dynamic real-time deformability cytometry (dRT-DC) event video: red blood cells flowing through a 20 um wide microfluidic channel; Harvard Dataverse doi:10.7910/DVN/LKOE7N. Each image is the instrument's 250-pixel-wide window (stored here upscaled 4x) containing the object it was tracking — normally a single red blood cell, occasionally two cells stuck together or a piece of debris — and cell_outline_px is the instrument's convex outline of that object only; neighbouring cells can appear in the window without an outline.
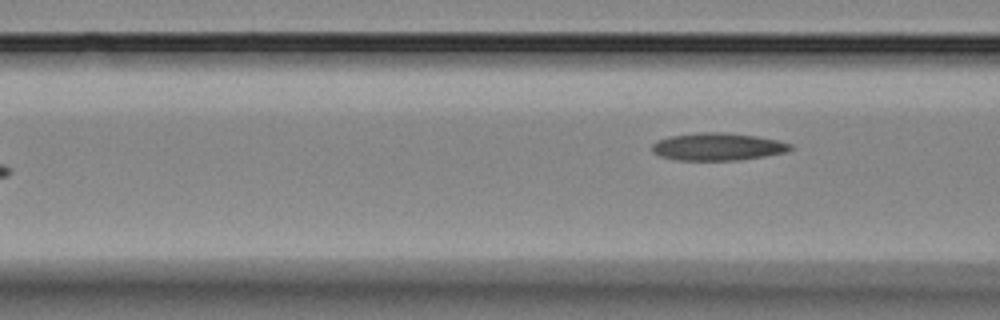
{"species": "Egyptian fruit bat (a non-hibernating species)", "species_latin": "Rousettus aegyptiacus", "temperature_condition": "room temperature", "stored_images_in_passage": 5, "camera_frame_rate_fps": 3000, "um_per_image_px": 0.085, "animal": {"sex": "female"}, "frame": {"image": 1, "passage_image": 5, "time_ms": 5.333, "image_size_px": [1000, 320], "cell_outline_px": [[792, 148], [784, 152], [764, 156], [740, 160], [680, 160], [660, 156], [652, 152], [652, 144], [656, 140], [668, 136], [696, 132], [724, 132], [756, 136], [780, 140], [792, 144]], "centroid_in_image_um": [60.98, 12.46], "position_along_channel_um": 105.6, "area_um2": 22.31}}